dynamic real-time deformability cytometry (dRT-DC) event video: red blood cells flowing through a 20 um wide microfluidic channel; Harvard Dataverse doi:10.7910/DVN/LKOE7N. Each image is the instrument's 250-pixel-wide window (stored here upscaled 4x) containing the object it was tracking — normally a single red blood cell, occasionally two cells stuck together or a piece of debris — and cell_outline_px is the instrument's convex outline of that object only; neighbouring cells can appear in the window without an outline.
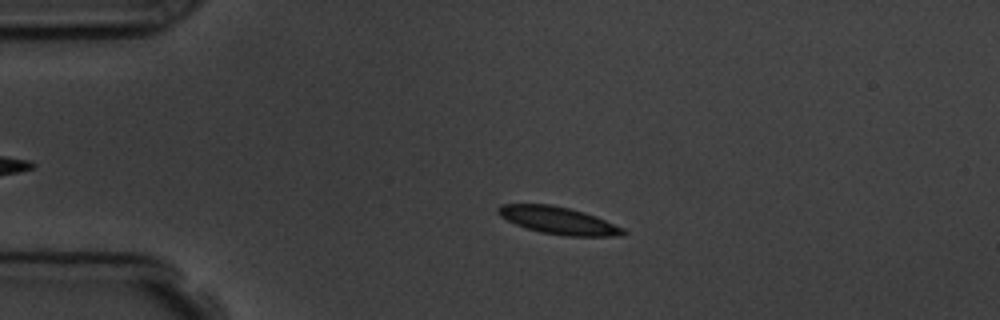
{"species": "common noctule bat (a hibernating species)", "species_latin": "Nyctalus noctula", "temperature_condition": "room temperature", "stored_images_in_passage": 4, "camera_frame_rate_fps": 3000, "um_per_image_px": 0.085, "animal": {"sex": "male", "body_mass_g": 19.5, "forearm_length_mm": 54.6}, "frame": {"image": 1, "passage_image": 3, "time_ms": 2.0, "image_size_px": [1000, 320], "cell_outline_px": [[628, 232], [620, 236], [564, 236], [540, 232], [524, 228], [500, 216], [496, 212], [496, 208], [500, 204], [548, 204], [568, 208], [584, 212], [596, 216], [624, 228]], "centroid_in_image_um": [47.45, 18.74], "position_along_channel_um": 37.5, "area_um2": 20.0}}